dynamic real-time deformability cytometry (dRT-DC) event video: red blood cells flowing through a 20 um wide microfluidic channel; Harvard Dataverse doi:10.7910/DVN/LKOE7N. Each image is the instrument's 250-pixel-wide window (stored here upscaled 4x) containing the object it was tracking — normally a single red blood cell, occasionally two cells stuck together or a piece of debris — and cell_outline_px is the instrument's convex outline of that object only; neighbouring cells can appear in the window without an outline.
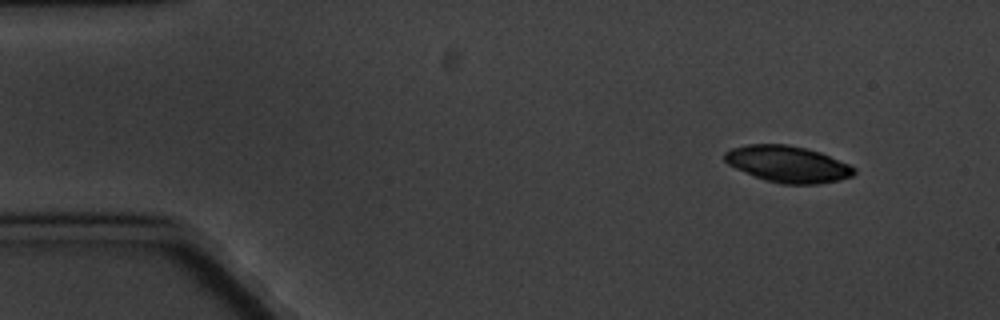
{"species": "common noctule bat (a hibernating species)", "species_latin": "Nyctalus noctula", "temperature_condition": "cold", "stored_images_in_passage": 11, "camera_frame_rate_fps": 3000, "um_per_image_px": 0.085, "animal": {"sex": "male", "body_mass_g": 20.1, "forearm_length_mm": 53.5}, "frame": {"image": 1, "passage_image": 1, "time_ms": 0.0, "image_size_px": [1000, 320], "cell_outline_px": [[856, 172], [852, 176], [840, 180], [816, 184], [780, 184], [764, 180], [736, 168], [728, 164], [724, 160], [724, 152], [732, 148], [748, 144], [788, 144], [820, 152], [848, 164], [856, 168]], "centroid_in_image_um": [66.95, 13.95], "position_along_channel_um": 18.0, "area_um2": 27.46}}